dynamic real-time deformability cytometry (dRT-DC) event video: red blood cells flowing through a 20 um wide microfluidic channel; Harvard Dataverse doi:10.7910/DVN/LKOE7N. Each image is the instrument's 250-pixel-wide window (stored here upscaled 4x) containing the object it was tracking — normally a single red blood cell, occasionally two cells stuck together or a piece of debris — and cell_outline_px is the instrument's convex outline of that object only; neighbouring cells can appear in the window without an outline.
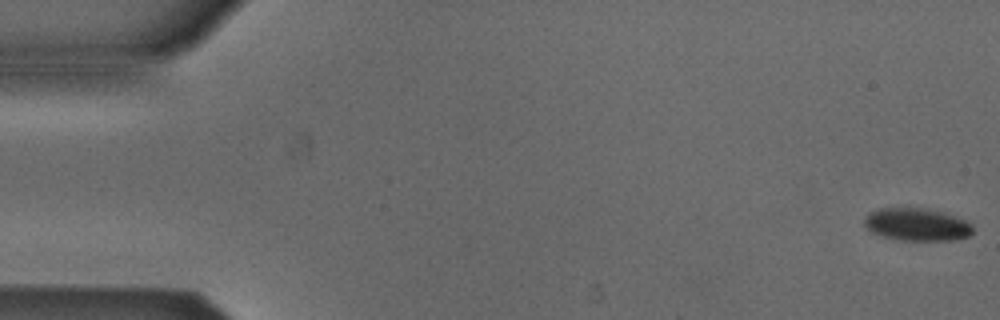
{"species": "Egyptian fruit bat (a non-hibernating species)", "species_latin": "Rousettus aegyptiacus", "temperature_condition": "cold", "stored_images_in_passage": 53, "camera_frame_rate_fps": 3000, "um_per_image_px": 0.085, "animal": {"sex": "male"}, "frame": {"image": 1, "passage_image": 1, "time_ms": 0.0, "image_size_px": [1000, 320], "cell_outline_px": [[972, 232], [968, 236], [952, 240], [904, 240], [884, 236], [872, 232], [864, 224], [864, 220], [868, 212], [880, 208], [920, 208], [944, 212], [956, 216], [972, 224]], "centroid_in_image_um": [77.93, 19.07], "position_along_channel_um": 7.1, "area_um2": 20.4}}
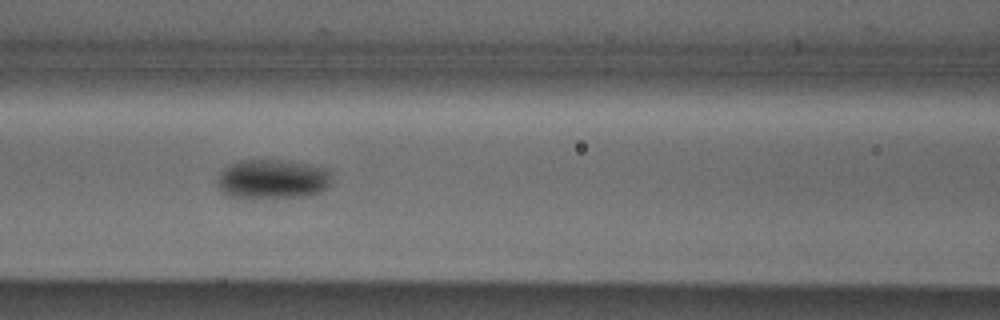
{"frame": {"image": 2, "passage_image": 23, "time_ms": 7.333, "image_size_px": [1000, 320], "cell_outline_px": [[328, 184], [320, 192], [308, 196], [224, 196], [220, 192], [216, 184], [216, 180], [220, 172], [228, 164], [240, 160], [276, 160], [304, 164], [324, 168], [328, 172]], "centroid_in_image_um": [23.04, 15.21], "position_along_channel_um": 143.6, "area_um2": 25.55}}
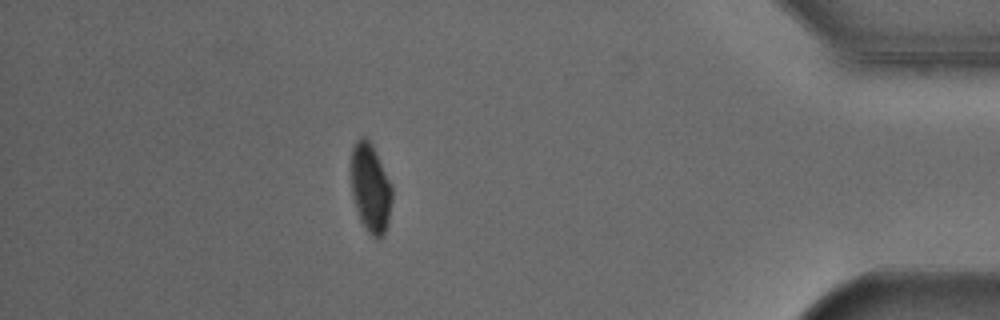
{"frame": {"image": 3, "passage_image": 47, "time_ms": 15.333, "image_size_px": [1000, 320], "cell_outline_px": [[392, 200], [388, 224], [384, 236], [376, 240], [368, 232], [360, 220], [356, 208], [352, 192], [352, 148], [356, 140], [364, 136], [372, 144], [392, 188]], "centroid_in_image_um": [31.5, 16.04], "position_along_channel_um": 403.7, "area_um2": 20.98}, "authors_computed_cell_mechanics": {"area_um2": 22.5998, "velocity_mm_per_s": 3.8578, "shape_relaxation_time_tau1_ms": 4.0954, "shape_relaxation_time_tau2_ms": null, "deformation_change_tau1": 0.0828, "deformation_change_tau2": null}}